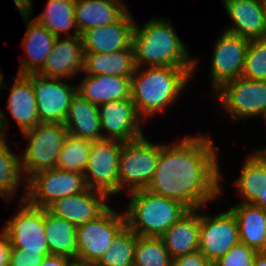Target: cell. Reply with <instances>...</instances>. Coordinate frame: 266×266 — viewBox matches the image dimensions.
Segmentation results:
<instances>
[{"label": "cell", "mask_w": 266, "mask_h": 266, "mask_svg": "<svg viewBox=\"0 0 266 266\" xmlns=\"http://www.w3.org/2000/svg\"><path fill=\"white\" fill-rule=\"evenodd\" d=\"M217 149L212 138L202 134L161 143L158 164L146 189L180 201L188 209L208 206L223 193Z\"/></svg>", "instance_id": "1"}, {"label": "cell", "mask_w": 266, "mask_h": 266, "mask_svg": "<svg viewBox=\"0 0 266 266\" xmlns=\"http://www.w3.org/2000/svg\"><path fill=\"white\" fill-rule=\"evenodd\" d=\"M193 71L195 67H136L131 76V100L138 115L146 122L172 107L188 87Z\"/></svg>", "instance_id": "2"}, {"label": "cell", "mask_w": 266, "mask_h": 266, "mask_svg": "<svg viewBox=\"0 0 266 266\" xmlns=\"http://www.w3.org/2000/svg\"><path fill=\"white\" fill-rule=\"evenodd\" d=\"M132 45L136 67H196L199 59L189 50L176 33L170 19L151 18L138 26L135 22Z\"/></svg>", "instance_id": "3"}, {"label": "cell", "mask_w": 266, "mask_h": 266, "mask_svg": "<svg viewBox=\"0 0 266 266\" xmlns=\"http://www.w3.org/2000/svg\"><path fill=\"white\" fill-rule=\"evenodd\" d=\"M128 194L130 199L124 210L126 226L138 236L161 237L189 210L180 201L147 189Z\"/></svg>", "instance_id": "4"}, {"label": "cell", "mask_w": 266, "mask_h": 266, "mask_svg": "<svg viewBox=\"0 0 266 266\" xmlns=\"http://www.w3.org/2000/svg\"><path fill=\"white\" fill-rule=\"evenodd\" d=\"M26 149L20 153L23 174L28 180L33 174L56 168L59 152L68 135L61 123H39L33 129L22 133Z\"/></svg>", "instance_id": "5"}, {"label": "cell", "mask_w": 266, "mask_h": 266, "mask_svg": "<svg viewBox=\"0 0 266 266\" xmlns=\"http://www.w3.org/2000/svg\"><path fill=\"white\" fill-rule=\"evenodd\" d=\"M160 155V144L146 136L123 142L119 158V193L146 189L151 183Z\"/></svg>", "instance_id": "6"}, {"label": "cell", "mask_w": 266, "mask_h": 266, "mask_svg": "<svg viewBox=\"0 0 266 266\" xmlns=\"http://www.w3.org/2000/svg\"><path fill=\"white\" fill-rule=\"evenodd\" d=\"M125 225L124 212L120 213L109 206L97 218L77 226L76 263L83 266H94Z\"/></svg>", "instance_id": "7"}, {"label": "cell", "mask_w": 266, "mask_h": 266, "mask_svg": "<svg viewBox=\"0 0 266 266\" xmlns=\"http://www.w3.org/2000/svg\"><path fill=\"white\" fill-rule=\"evenodd\" d=\"M212 95L234 122L266 113V81L239 77L224 83Z\"/></svg>", "instance_id": "8"}, {"label": "cell", "mask_w": 266, "mask_h": 266, "mask_svg": "<svg viewBox=\"0 0 266 266\" xmlns=\"http://www.w3.org/2000/svg\"><path fill=\"white\" fill-rule=\"evenodd\" d=\"M84 174L58 168L33 174L27 180L25 199L34 206L47 208L55 200L87 189Z\"/></svg>", "instance_id": "9"}, {"label": "cell", "mask_w": 266, "mask_h": 266, "mask_svg": "<svg viewBox=\"0 0 266 266\" xmlns=\"http://www.w3.org/2000/svg\"><path fill=\"white\" fill-rule=\"evenodd\" d=\"M123 142L114 139L92 141L84 172L88 188L105 193L109 198L119 193V158Z\"/></svg>", "instance_id": "10"}, {"label": "cell", "mask_w": 266, "mask_h": 266, "mask_svg": "<svg viewBox=\"0 0 266 266\" xmlns=\"http://www.w3.org/2000/svg\"><path fill=\"white\" fill-rule=\"evenodd\" d=\"M19 202V210L3 226L11 246L32 253L49 254L44 208L31 205L26 199Z\"/></svg>", "instance_id": "11"}, {"label": "cell", "mask_w": 266, "mask_h": 266, "mask_svg": "<svg viewBox=\"0 0 266 266\" xmlns=\"http://www.w3.org/2000/svg\"><path fill=\"white\" fill-rule=\"evenodd\" d=\"M199 251L214 264L240 242L238 221L230 209L214 215L200 212Z\"/></svg>", "instance_id": "12"}, {"label": "cell", "mask_w": 266, "mask_h": 266, "mask_svg": "<svg viewBox=\"0 0 266 266\" xmlns=\"http://www.w3.org/2000/svg\"><path fill=\"white\" fill-rule=\"evenodd\" d=\"M215 40L211 59V86L213 93L224 83L241 77L249 39L226 31Z\"/></svg>", "instance_id": "13"}, {"label": "cell", "mask_w": 266, "mask_h": 266, "mask_svg": "<svg viewBox=\"0 0 266 266\" xmlns=\"http://www.w3.org/2000/svg\"><path fill=\"white\" fill-rule=\"evenodd\" d=\"M31 82L41 123L64 124L77 85H69L63 79L46 78L31 74Z\"/></svg>", "instance_id": "14"}, {"label": "cell", "mask_w": 266, "mask_h": 266, "mask_svg": "<svg viewBox=\"0 0 266 266\" xmlns=\"http://www.w3.org/2000/svg\"><path fill=\"white\" fill-rule=\"evenodd\" d=\"M98 111L103 139L130 142L146 134L142 129L145 121L138 115L131 98L101 104Z\"/></svg>", "instance_id": "15"}, {"label": "cell", "mask_w": 266, "mask_h": 266, "mask_svg": "<svg viewBox=\"0 0 266 266\" xmlns=\"http://www.w3.org/2000/svg\"><path fill=\"white\" fill-rule=\"evenodd\" d=\"M84 53L80 35L57 37L52 52L37 74L46 78L72 80L83 73Z\"/></svg>", "instance_id": "16"}, {"label": "cell", "mask_w": 266, "mask_h": 266, "mask_svg": "<svg viewBox=\"0 0 266 266\" xmlns=\"http://www.w3.org/2000/svg\"><path fill=\"white\" fill-rule=\"evenodd\" d=\"M134 25L132 15L126 12L118 21L85 30L80 34L84 52L107 54L128 49L132 45Z\"/></svg>", "instance_id": "17"}, {"label": "cell", "mask_w": 266, "mask_h": 266, "mask_svg": "<svg viewBox=\"0 0 266 266\" xmlns=\"http://www.w3.org/2000/svg\"><path fill=\"white\" fill-rule=\"evenodd\" d=\"M103 192L87 188L84 192L55 200L47 209L76 227L101 215L110 205Z\"/></svg>", "instance_id": "18"}, {"label": "cell", "mask_w": 266, "mask_h": 266, "mask_svg": "<svg viewBox=\"0 0 266 266\" xmlns=\"http://www.w3.org/2000/svg\"><path fill=\"white\" fill-rule=\"evenodd\" d=\"M33 17H22L26 26L25 38L22 47L26 53L20 57V66L17 74H37L45 64L47 57L53 50L56 36L49 32L44 25Z\"/></svg>", "instance_id": "19"}, {"label": "cell", "mask_w": 266, "mask_h": 266, "mask_svg": "<svg viewBox=\"0 0 266 266\" xmlns=\"http://www.w3.org/2000/svg\"><path fill=\"white\" fill-rule=\"evenodd\" d=\"M223 6L232 22L224 31L249 40L266 37V22L260 0H225Z\"/></svg>", "instance_id": "20"}, {"label": "cell", "mask_w": 266, "mask_h": 266, "mask_svg": "<svg viewBox=\"0 0 266 266\" xmlns=\"http://www.w3.org/2000/svg\"><path fill=\"white\" fill-rule=\"evenodd\" d=\"M13 85L10 88L6 108L24 133L41 123L37 113L36 97L31 82V74H17L11 78Z\"/></svg>", "instance_id": "21"}, {"label": "cell", "mask_w": 266, "mask_h": 266, "mask_svg": "<svg viewBox=\"0 0 266 266\" xmlns=\"http://www.w3.org/2000/svg\"><path fill=\"white\" fill-rule=\"evenodd\" d=\"M206 208L189 209L160 237L172 259L198 251L200 211Z\"/></svg>", "instance_id": "22"}, {"label": "cell", "mask_w": 266, "mask_h": 266, "mask_svg": "<svg viewBox=\"0 0 266 266\" xmlns=\"http://www.w3.org/2000/svg\"><path fill=\"white\" fill-rule=\"evenodd\" d=\"M77 93L95 105L131 98V77L84 74Z\"/></svg>", "instance_id": "23"}, {"label": "cell", "mask_w": 266, "mask_h": 266, "mask_svg": "<svg viewBox=\"0 0 266 266\" xmlns=\"http://www.w3.org/2000/svg\"><path fill=\"white\" fill-rule=\"evenodd\" d=\"M229 209L238 221L240 242L266 252V209L253 203H237Z\"/></svg>", "instance_id": "24"}, {"label": "cell", "mask_w": 266, "mask_h": 266, "mask_svg": "<svg viewBox=\"0 0 266 266\" xmlns=\"http://www.w3.org/2000/svg\"><path fill=\"white\" fill-rule=\"evenodd\" d=\"M68 134L90 141L103 139L98 105L76 93L64 122Z\"/></svg>", "instance_id": "25"}, {"label": "cell", "mask_w": 266, "mask_h": 266, "mask_svg": "<svg viewBox=\"0 0 266 266\" xmlns=\"http://www.w3.org/2000/svg\"><path fill=\"white\" fill-rule=\"evenodd\" d=\"M136 70L133 45L113 53L85 52L83 72L91 75L131 77Z\"/></svg>", "instance_id": "26"}, {"label": "cell", "mask_w": 266, "mask_h": 266, "mask_svg": "<svg viewBox=\"0 0 266 266\" xmlns=\"http://www.w3.org/2000/svg\"><path fill=\"white\" fill-rule=\"evenodd\" d=\"M127 11L107 0H75V23L79 34L118 21Z\"/></svg>", "instance_id": "27"}, {"label": "cell", "mask_w": 266, "mask_h": 266, "mask_svg": "<svg viewBox=\"0 0 266 266\" xmlns=\"http://www.w3.org/2000/svg\"><path fill=\"white\" fill-rule=\"evenodd\" d=\"M44 226L50 255L76 260V226L44 208Z\"/></svg>", "instance_id": "28"}, {"label": "cell", "mask_w": 266, "mask_h": 266, "mask_svg": "<svg viewBox=\"0 0 266 266\" xmlns=\"http://www.w3.org/2000/svg\"><path fill=\"white\" fill-rule=\"evenodd\" d=\"M7 138L0 139V198L8 203L13 201L18 188L25 189L20 200L25 199L27 180L23 174L20 153L11 150ZM19 186V187H18Z\"/></svg>", "instance_id": "29"}, {"label": "cell", "mask_w": 266, "mask_h": 266, "mask_svg": "<svg viewBox=\"0 0 266 266\" xmlns=\"http://www.w3.org/2000/svg\"><path fill=\"white\" fill-rule=\"evenodd\" d=\"M245 158L240 176L232 185L242 199L239 203L255 204L261 188L266 186V161L256 151Z\"/></svg>", "instance_id": "30"}, {"label": "cell", "mask_w": 266, "mask_h": 266, "mask_svg": "<svg viewBox=\"0 0 266 266\" xmlns=\"http://www.w3.org/2000/svg\"><path fill=\"white\" fill-rule=\"evenodd\" d=\"M44 8L34 19L44 25L49 32L56 37L80 35L75 23V0H48Z\"/></svg>", "instance_id": "31"}, {"label": "cell", "mask_w": 266, "mask_h": 266, "mask_svg": "<svg viewBox=\"0 0 266 266\" xmlns=\"http://www.w3.org/2000/svg\"><path fill=\"white\" fill-rule=\"evenodd\" d=\"M137 238L138 235L125 225L94 266H133Z\"/></svg>", "instance_id": "32"}, {"label": "cell", "mask_w": 266, "mask_h": 266, "mask_svg": "<svg viewBox=\"0 0 266 266\" xmlns=\"http://www.w3.org/2000/svg\"><path fill=\"white\" fill-rule=\"evenodd\" d=\"M92 141L68 134L59 152L56 168L84 174Z\"/></svg>", "instance_id": "33"}, {"label": "cell", "mask_w": 266, "mask_h": 266, "mask_svg": "<svg viewBox=\"0 0 266 266\" xmlns=\"http://www.w3.org/2000/svg\"><path fill=\"white\" fill-rule=\"evenodd\" d=\"M133 266H172V258L160 237L138 236Z\"/></svg>", "instance_id": "34"}, {"label": "cell", "mask_w": 266, "mask_h": 266, "mask_svg": "<svg viewBox=\"0 0 266 266\" xmlns=\"http://www.w3.org/2000/svg\"><path fill=\"white\" fill-rule=\"evenodd\" d=\"M241 77L266 81V37L249 41Z\"/></svg>", "instance_id": "35"}, {"label": "cell", "mask_w": 266, "mask_h": 266, "mask_svg": "<svg viewBox=\"0 0 266 266\" xmlns=\"http://www.w3.org/2000/svg\"><path fill=\"white\" fill-rule=\"evenodd\" d=\"M258 251L239 242L212 266H252Z\"/></svg>", "instance_id": "36"}, {"label": "cell", "mask_w": 266, "mask_h": 266, "mask_svg": "<svg viewBox=\"0 0 266 266\" xmlns=\"http://www.w3.org/2000/svg\"><path fill=\"white\" fill-rule=\"evenodd\" d=\"M50 254L32 253L24 249H11L9 266H40L46 256Z\"/></svg>", "instance_id": "37"}, {"label": "cell", "mask_w": 266, "mask_h": 266, "mask_svg": "<svg viewBox=\"0 0 266 266\" xmlns=\"http://www.w3.org/2000/svg\"><path fill=\"white\" fill-rule=\"evenodd\" d=\"M172 266H212V264L198 250L172 259Z\"/></svg>", "instance_id": "38"}, {"label": "cell", "mask_w": 266, "mask_h": 266, "mask_svg": "<svg viewBox=\"0 0 266 266\" xmlns=\"http://www.w3.org/2000/svg\"><path fill=\"white\" fill-rule=\"evenodd\" d=\"M11 242L4 229L0 232V266H9L11 258Z\"/></svg>", "instance_id": "39"}, {"label": "cell", "mask_w": 266, "mask_h": 266, "mask_svg": "<svg viewBox=\"0 0 266 266\" xmlns=\"http://www.w3.org/2000/svg\"><path fill=\"white\" fill-rule=\"evenodd\" d=\"M76 260L58 255H48L40 266H75Z\"/></svg>", "instance_id": "40"}, {"label": "cell", "mask_w": 266, "mask_h": 266, "mask_svg": "<svg viewBox=\"0 0 266 266\" xmlns=\"http://www.w3.org/2000/svg\"><path fill=\"white\" fill-rule=\"evenodd\" d=\"M17 10H19L21 17L33 16V0H13Z\"/></svg>", "instance_id": "41"}, {"label": "cell", "mask_w": 266, "mask_h": 266, "mask_svg": "<svg viewBox=\"0 0 266 266\" xmlns=\"http://www.w3.org/2000/svg\"><path fill=\"white\" fill-rule=\"evenodd\" d=\"M9 121L6 119V115L0 109V139L9 138L7 135Z\"/></svg>", "instance_id": "42"}, {"label": "cell", "mask_w": 266, "mask_h": 266, "mask_svg": "<svg viewBox=\"0 0 266 266\" xmlns=\"http://www.w3.org/2000/svg\"><path fill=\"white\" fill-rule=\"evenodd\" d=\"M252 266H266V252H258Z\"/></svg>", "instance_id": "43"}, {"label": "cell", "mask_w": 266, "mask_h": 266, "mask_svg": "<svg viewBox=\"0 0 266 266\" xmlns=\"http://www.w3.org/2000/svg\"><path fill=\"white\" fill-rule=\"evenodd\" d=\"M255 204L266 209V186L264 188H261L259 200Z\"/></svg>", "instance_id": "44"}, {"label": "cell", "mask_w": 266, "mask_h": 266, "mask_svg": "<svg viewBox=\"0 0 266 266\" xmlns=\"http://www.w3.org/2000/svg\"><path fill=\"white\" fill-rule=\"evenodd\" d=\"M107 1H111L113 3H116L118 5H120L121 7H123L127 12H130L125 4V1L123 2V0H107Z\"/></svg>", "instance_id": "45"}, {"label": "cell", "mask_w": 266, "mask_h": 266, "mask_svg": "<svg viewBox=\"0 0 266 266\" xmlns=\"http://www.w3.org/2000/svg\"><path fill=\"white\" fill-rule=\"evenodd\" d=\"M255 151L266 161V146Z\"/></svg>", "instance_id": "46"}, {"label": "cell", "mask_w": 266, "mask_h": 266, "mask_svg": "<svg viewBox=\"0 0 266 266\" xmlns=\"http://www.w3.org/2000/svg\"><path fill=\"white\" fill-rule=\"evenodd\" d=\"M4 74H2L1 69H0V90L2 89V87L6 86V83L4 82Z\"/></svg>", "instance_id": "47"}, {"label": "cell", "mask_w": 266, "mask_h": 266, "mask_svg": "<svg viewBox=\"0 0 266 266\" xmlns=\"http://www.w3.org/2000/svg\"><path fill=\"white\" fill-rule=\"evenodd\" d=\"M260 1H261V4H262V7H263V13H264L265 22H266V0H260Z\"/></svg>", "instance_id": "48"}, {"label": "cell", "mask_w": 266, "mask_h": 266, "mask_svg": "<svg viewBox=\"0 0 266 266\" xmlns=\"http://www.w3.org/2000/svg\"><path fill=\"white\" fill-rule=\"evenodd\" d=\"M262 117L265 119L264 122H265V126H266V113Z\"/></svg>", "instance_id": "49"}]
</instances>
